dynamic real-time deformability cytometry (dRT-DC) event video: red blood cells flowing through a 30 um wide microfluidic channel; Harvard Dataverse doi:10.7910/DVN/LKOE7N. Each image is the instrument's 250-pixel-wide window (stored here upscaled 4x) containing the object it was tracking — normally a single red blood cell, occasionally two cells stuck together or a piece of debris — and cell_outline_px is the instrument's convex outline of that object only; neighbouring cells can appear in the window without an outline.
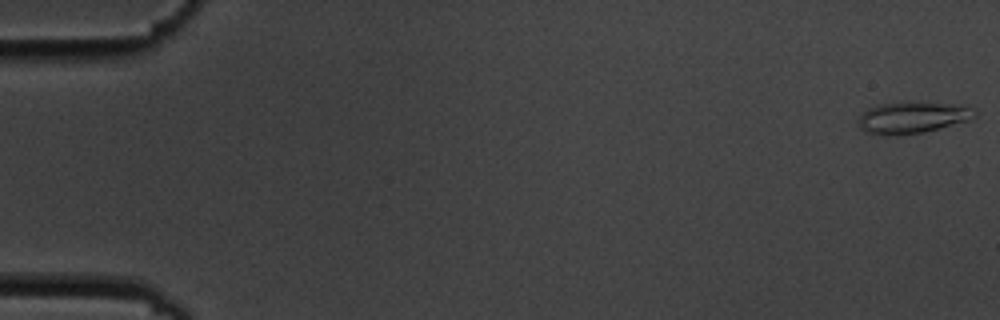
{"species": "common noctule bat (a hibernating species)", "species_latin": "Nyctalus noctula", "temperature_condition": "cold", "stored_images_in_passage": 56, "camera_frame_rate_fps": 3000, "um_per_image_px": 0.085, "animal": {"sex": "male", "body_mass_g": 19.5, "forearm_length_mm": 54.6}, "frame": {"image": 1, "passage_image": 1, "time_ms": 0.0, "image_size_px": [1000, 320], "cell_outline_px": [[980, 112], [976, 116], [968, 120], [940, 128], [924, 132], [896, 136], [888, 136], [864, 132], [860, 128], [856, 120], [868, 108], [880, 104], [900, 100], [916, 100], [968, 104], [976, 108]], "centroid_in_image_um": [77.63, 9.94], "position_along_channel_um": 7.4, "area_um2": 22.77}}
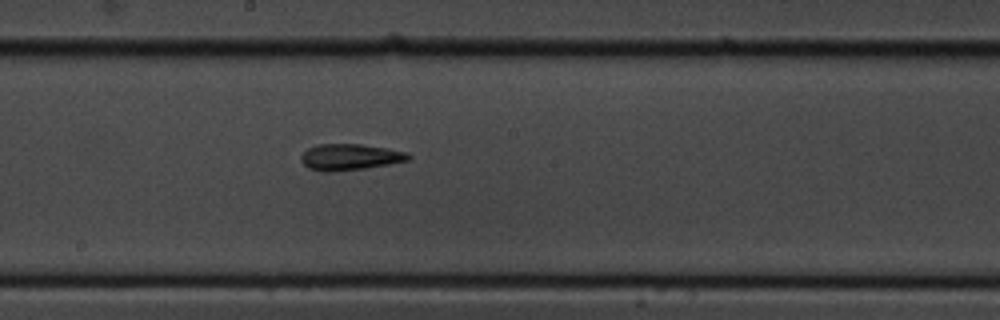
{"frame": {"image": 2, "passage_image": 31, "time_ms": 10.0, "image_size_px": [1000, 320], "cell_outline_px": [[412, 156], [408, 160], [388, 164], [364, 168], [332, 172], [324, 172], [308, 168], [300, 160], [300, 156], [308, 148], [316, 144], [360, 144], [388, 148], [408, 152]], "centroid_in_image_um": [29.73, 13.34], "position_along_channel_um": 218.5, "area_um2": 16.47}}
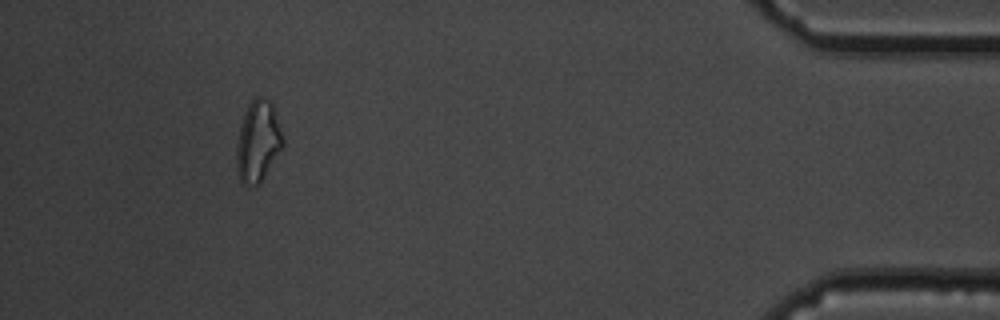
{"frame": {"image": 3, "passage_image": 52, "time_ms": 17.0, "image_size_px": [1000, 320], "cell_outline_px": [[284, 144], [260, 184], [244, 184], [240, 180], [236, 168], [236, 152], [240, 128], [248, 104], [256, 96], [260, 96], [268, 100], [272, 104], [284, 140]], "centroid_in_image_um": [21.93, 12.03], "position_along_channel_um": 413.3, "area_um2": 21.5}, "authors_computed_cell_mechanics": {"area_um2": 16.9065, "velocity_mm_per_s": 3.6052, "shape_relaxation_time_tau1_ms": null, "shape_relaxation_time_tau2_ms": 5.6355, "deformation_change_tau1": null, "deformation_change_tau2": 0.1698}}